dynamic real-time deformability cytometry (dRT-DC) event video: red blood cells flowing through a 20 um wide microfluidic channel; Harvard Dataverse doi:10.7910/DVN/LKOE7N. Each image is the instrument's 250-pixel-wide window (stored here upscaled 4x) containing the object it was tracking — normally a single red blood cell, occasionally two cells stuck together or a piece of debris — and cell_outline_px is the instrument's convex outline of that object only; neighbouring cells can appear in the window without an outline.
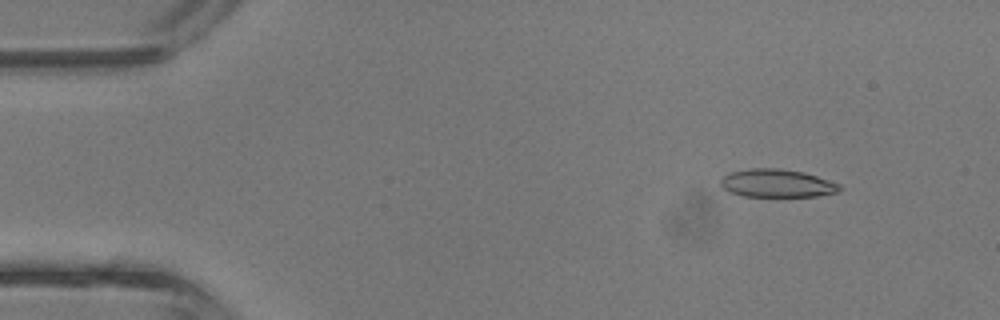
{"species": "common noctule bat (a hibernating species)", "species_latin": "Nyctalus noctula", "temperature_condition": "room temperature", "stored_images_in_passage": 39, "camera_frame_rate_fps": 3000, "um_per_image_px": 0.085, "animal": {"sex": "male", "body_mass_g": 13.3}, "frame": {"image": 1, "passage_image": 2, "time_ms": 0.333, "image_size_px": [1000, 320], "cell_outline_px": [[844, 188], [840, 192], [816, 196], [744, 196], [728, 192], [720, 184], [720, 180], [724, 176], [732, 172], [748, 168], [780, 168], [804, 172], [840, 184]], "centroid_in_image_um": [66.07, 15.58], "position_along_channel_um": 18.9, "area_um2": 19.54}}
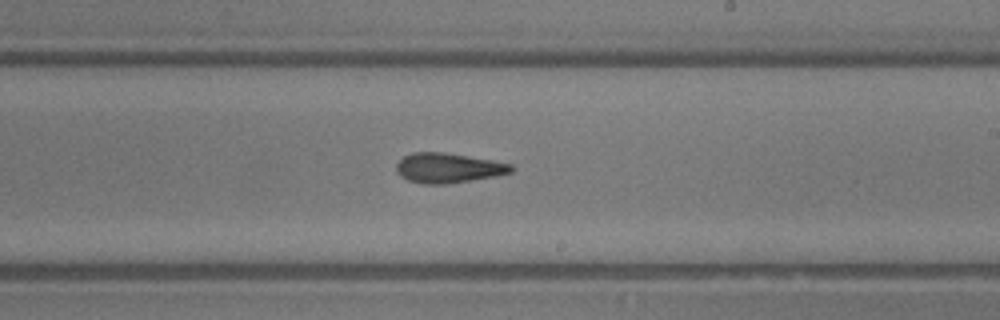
{"frame": {"image": 2, "passage_image": 22, "time_ms": 7.0, "image_size_px": [1000, 320], "cell_outline_px": [[516, 168], [512, 172], [496, 176], [444, 184], [424, 184], [408, 180], [400, 176], [396, 172], [396, 164], [404, 156], [412, 152], [444, 152], [492, 160], [512, 164]], "centroid_in_image_um": [38.1, 14.27], "position_along_channel_um": 250.9, "area_um2": 20.0}}
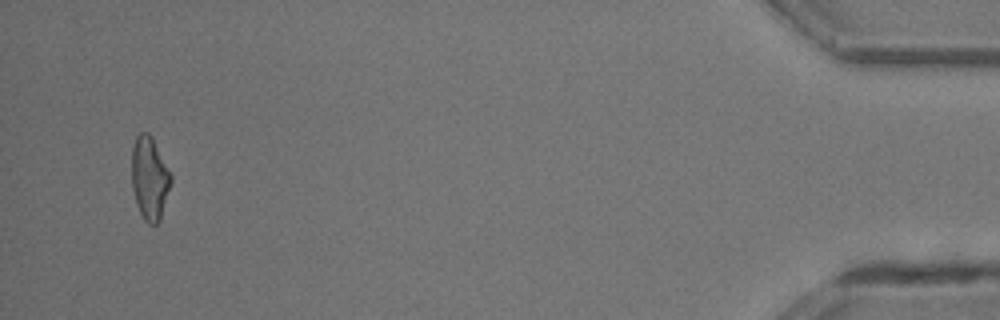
{"frame": {"image": 3, "passage_image": 38, "time_ms": 12.333, "image_size_px": [1000, 320], "cell_outline_px": [[172, 180], [160, 220], [156, 224], [148, 224], [144, 220], [136, 204], [132, 188], [132, 148], [136, 136], [140, 132], [148, 132], [152, 136], [172, 176]], "centroid_in_image_um": [12.71, 15.14], "position_along_channel_um": 422.5, "area_um2": 19.02}, "authors_computed_cell_mechanics": {"area_um2": 19.652, "velocity_mm_per_s": 4.8545, "shape_relaxation_time_tau1_ms": null, "shape_relaxation_time_tau2_ms": 7.9405, "deformation_change_tau1": null, "deformation_change_tau2": 0.2507}}